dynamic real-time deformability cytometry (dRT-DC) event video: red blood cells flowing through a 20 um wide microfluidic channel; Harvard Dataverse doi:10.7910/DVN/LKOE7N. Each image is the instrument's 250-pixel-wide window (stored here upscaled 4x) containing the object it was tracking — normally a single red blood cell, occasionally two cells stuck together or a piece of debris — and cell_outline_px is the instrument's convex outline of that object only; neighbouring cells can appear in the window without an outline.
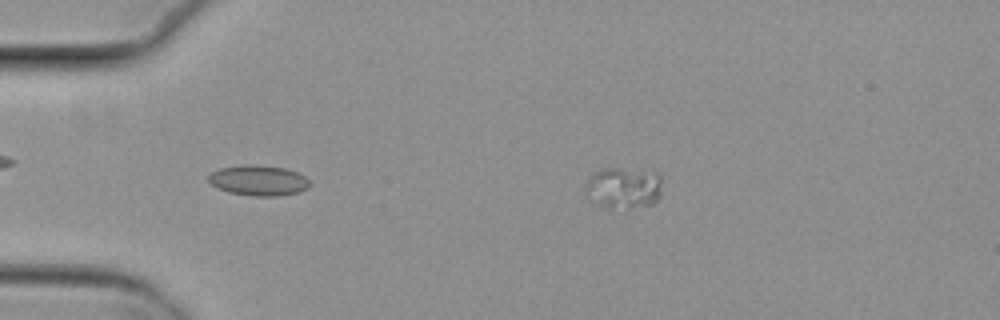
{"species": "common noctule bat (a hibernating species)", "species_latin": "Nyctalus noctula", "temperature_condition": "cold", "stored_images_in_passage": 46, "camera_frame_rate_fps": 3000, "um_per_image_px": 0.085, "animal": {"sex": "female", "body_mass_g": 29.2, "forearm_length_mm": 56.3}, "frame": {"image": 1, "passage_image": 2, "time_ms": 0.333, "image_size_px": [1000, 320], "cell_outline_px": [[660, 196], [652, 204], [624, 212], [608, 208], [588, 200], [584, 188], [584, 184], [588, 176], [604, 168], [616, 168], [660, 176]], "centroid_in_image_um": [52.9, 16.06], "position_along_channel_um": 32.1, "area_um2": 18.67}}
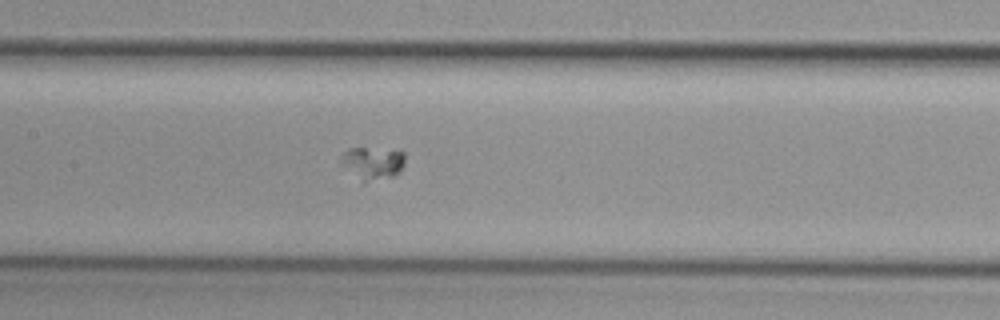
{"frame": {"image": 2, "passage_image": 18, "time_ms": 5.667, "image_size_px": [1000, 320], "cell_outline_px": [[404, 164], [400, 172], [396, 176], [364, 184], [344, 164], [340, 156], [340, 152], [348, 148], [364, 148], [404, 152]], "centroid_in_image_um": [31.69, 13.89], "position_along_channel_um": 175.7, "area_um2": 12.14}}
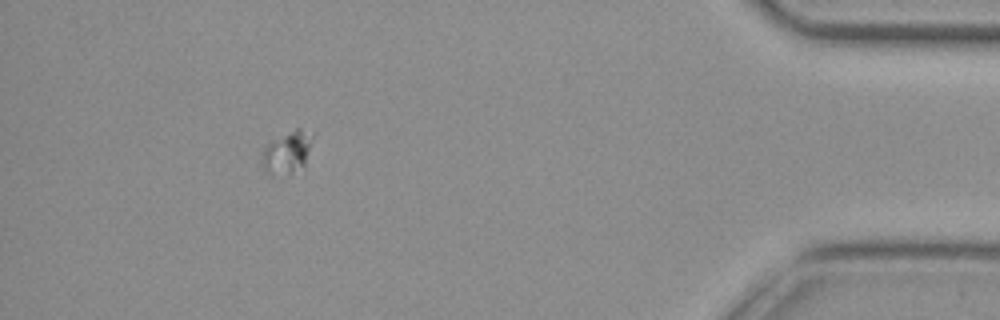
{"frame": {"image": 3, "passage_image": 41, "time_ms": 13.333, "image_size_px": [1000, 320], "cell_outline_px": [[316, 132], [304, 168], [288, 172], [264, 168], [260, 156], [264, 148], [272, 140], [296, 128], [300, 128]], "centroid_in_image_um": [24.52, 12.82], "position_along_channel_um": 410.7, "area_um2": 12.14}}